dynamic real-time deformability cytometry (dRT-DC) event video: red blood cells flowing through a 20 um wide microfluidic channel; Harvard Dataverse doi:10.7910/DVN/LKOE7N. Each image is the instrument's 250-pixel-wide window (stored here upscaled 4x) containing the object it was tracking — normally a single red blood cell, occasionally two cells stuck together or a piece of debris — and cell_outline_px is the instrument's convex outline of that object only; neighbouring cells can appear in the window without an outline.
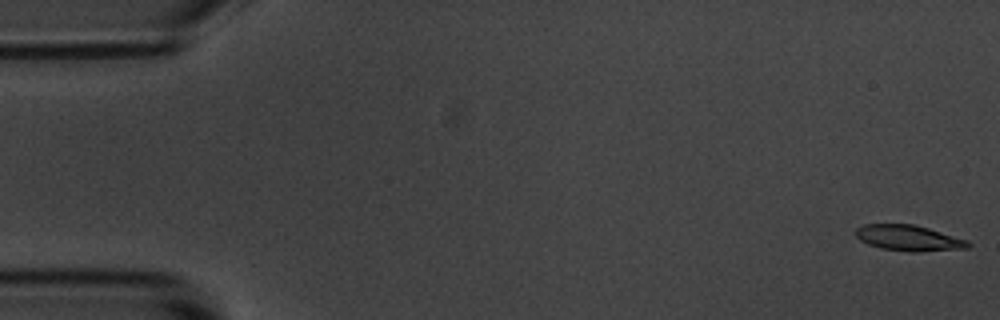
{"species": "common noctule bat (a hibernating species)", "species_latin": "Nyctalus noctula", "temperature_condition": "room temperature", "stored_images_in_passage": 55, "camera_frame_rate_fps": 3000, "um_per_image_px": 0.085, "animal": {"sex": "male", "body_mass_g": 20.1, "forearm_length_mm": 53.5}, "frame": {"image": 1, "passage_image": 1, "time_ms": 0.0, "image_size_px": [1000, 320], "cell_outline_px": [[972, 244], [968, 248], [920, 252], [908, 252], [880, 248], [868, 244], [860, 240], [856, 236], [856, 228], [864, 224], [912, 224], [928, 228], [968, 240]], "centroid_in_image_um": [77.25, 20.24], "position_along_channel_um": 7.8, "area_um2": 16.94}}
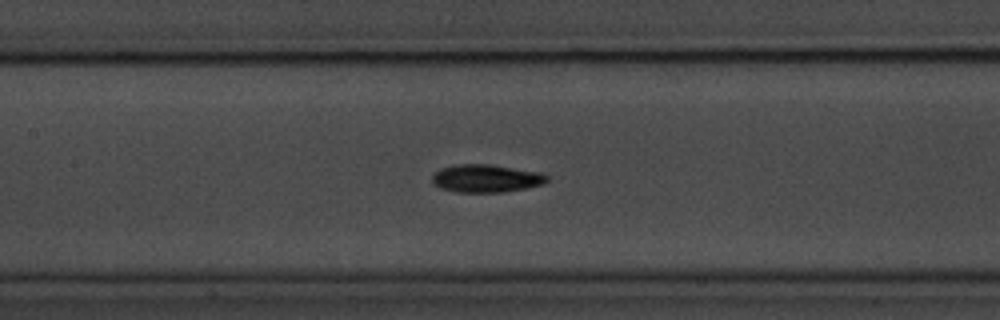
{"frame": {"image": 2, "passage_image": 25, "time_ms": 8.0, "image_size_px": [1000, 320], "cell_outline_px": [[552, 176], [544, 184], [528, 188], [500, 192], [456, 192], [440, 188], [432, 184], [432, 176], [440, 168], [456, 164], [492, 164], [544, 172]], "centroid_in_image_um": [41.38, 15.15], "position_along_channel_um": 166.0, "area_um2": 19.13}}
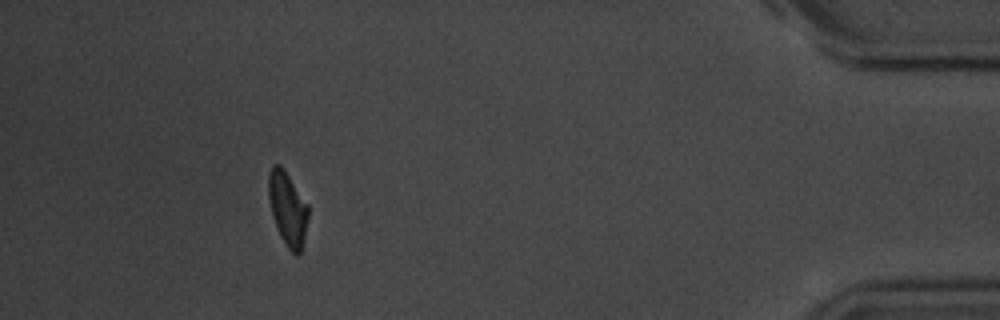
{"frame": {"image": 3, "passage_image": 50, "time_ms": 16.333, "image_size_px": [1000, 320], "cell_outline_px": [[308, 216], [304, 240], [300, 252], [296, 256], [288, 248], [280, 236], [276, 228], [272, 216], [268, 196], [268, 172], [272, 164], [280, 164], [308, 204]], "centroid_in_image_um": [24.43, 17.72], "position_along_channel_um": 410.8, "area_um2": 17.11}, "authors_computed_cell_mechanics": {"area_um2": 17.6868, "velocity_mm_per_s": 3.6473, "shape_relaxation_time_tau1_ms": 2.644, "shape_relaxation_time_tau2_ms": 3.5635, "deformation_change_tau1": 0.1235, "deformation_change_tau2": 0.087}}